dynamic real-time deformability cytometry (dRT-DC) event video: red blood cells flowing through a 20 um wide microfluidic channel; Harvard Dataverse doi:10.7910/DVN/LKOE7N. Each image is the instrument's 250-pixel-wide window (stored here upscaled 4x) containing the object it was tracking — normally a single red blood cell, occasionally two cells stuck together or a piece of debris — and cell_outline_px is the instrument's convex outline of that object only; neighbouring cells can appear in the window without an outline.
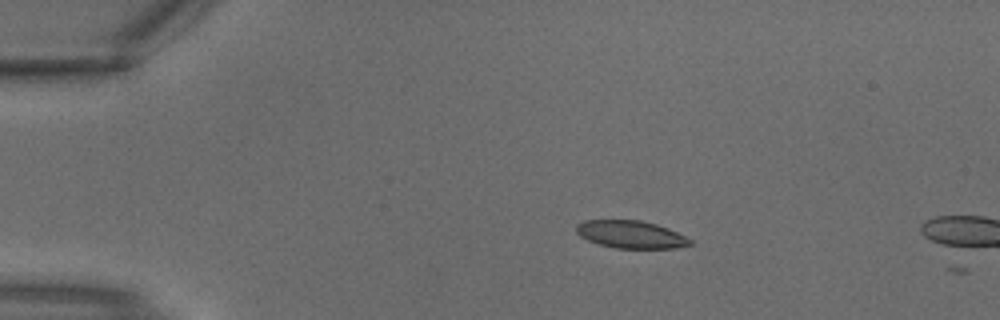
{"species": "common noctule bat (a hibernating species)", "species_latin": "Nyctalus noctula", "temperature_condition": "warm", "stored_images_in_passage": 2, "camera_frame_rate_fps": 3000, "um_per_image_px": 0.085, "animal": {"sex": "male", "body_mass_g": 18.8}, "frame": {"image": 1, "passage_image": 1, "time_ms": 0.0, "image_size_px": [1000, 320], "cell_outline_px": [[692, 244], [676, 248], [616, 248], [600, 244], [588, 240], [580, 236], [576, 232], [576, 224], [584, 220], [640, 220], [656, 224], [668, 228], [692, 240]], "centroid_in_image_um": [53.61, 19.92], "position_along_channel_um": 31.4, "area_um2": 18.21}}